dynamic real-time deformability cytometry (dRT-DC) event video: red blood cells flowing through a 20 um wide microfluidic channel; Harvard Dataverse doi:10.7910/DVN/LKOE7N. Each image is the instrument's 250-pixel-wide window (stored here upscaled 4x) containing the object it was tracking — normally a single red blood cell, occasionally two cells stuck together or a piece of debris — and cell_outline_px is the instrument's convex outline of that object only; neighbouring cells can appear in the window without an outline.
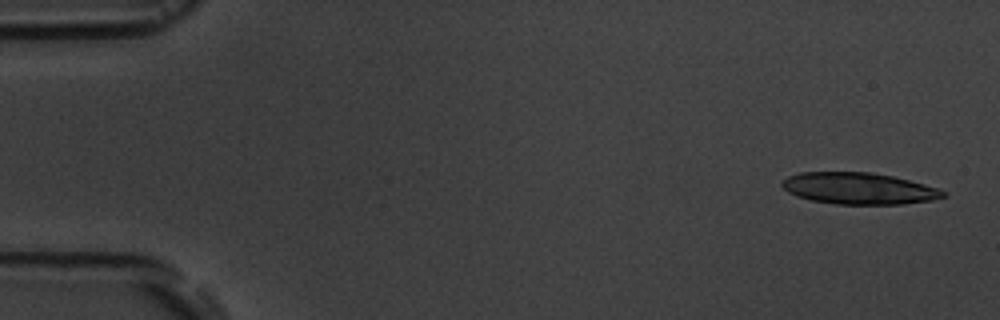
{"species": "common noctule bat (a hibernating species)", "species_latin": "Nyctalus noctula", "temperature_condition": "room temperature", "stored_images_in_passage": 5, "camera_frame_rate_fps": 3000, "um_per_image_px": 0.085, "animal": {"sex": "male", "body_mass_g": 19.5, "forearm_length_mm": 54.6}, "frame": {"image": 1, "passage_image": 1, "time_ms": 0.0, "image_size_px": [1000, 320], "cell_outline_px": [[948, 196], [932, 200], [904, 204], [836, 204], [812, 200], [796, 196], [788, 192], [780, 184], [780, 180], [788, 176], [800, 172], [872, 172], [892, 176], [924, 184], [948, 192]], "centroid_in_image_um": [72.99, 16.01], "position_along_channel_um": 12.0, "area_um2": 29.77}}